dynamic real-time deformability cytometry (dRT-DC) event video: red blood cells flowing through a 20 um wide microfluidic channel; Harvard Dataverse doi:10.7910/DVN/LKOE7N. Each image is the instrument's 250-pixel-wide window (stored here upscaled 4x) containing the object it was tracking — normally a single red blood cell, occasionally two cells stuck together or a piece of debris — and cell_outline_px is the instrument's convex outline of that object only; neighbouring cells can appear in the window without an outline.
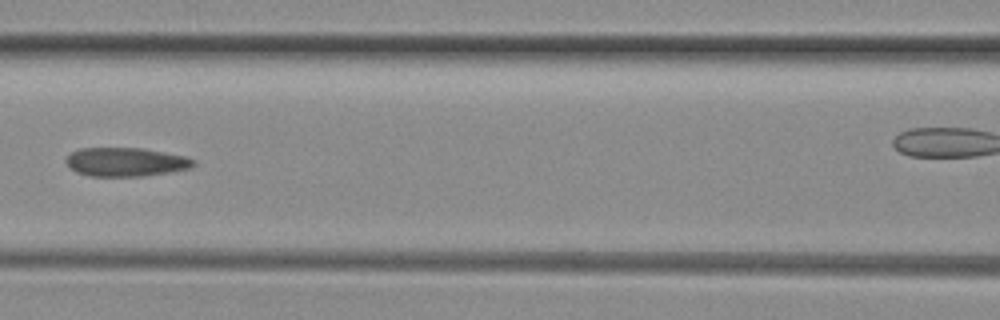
{"species": "common noctule bat (a hibernating species)", "species_latin": "Nyctalus noctula", "temperature_condition": "room temperature", "stored_images_in_passage": 8, "segment_of_instrument_passage": [1, 2], "camera_frame_rate_fps": 3000, "um_per_image_px": 0.085, "animal": {"sex": "female", "body_mass_g": 29.2, "forearm_length_mm": 56.3}, "frame": {"image": 1, "passage_image": 6, "time_ms": 1.667, "image_size_px": [1000, 320], "cell_outline_px": [[196, 164], [192, 168], [168, 172], [140, 176], [92, 176], [76, 172], [64, 160], [72, 152], [80, 148], [144, 148], [184, 156], [196, 160]], "centroid_in_image_um": [10.72, 13.76], "position_along_channel_um": 155.9, "area_um2": 21.27}}
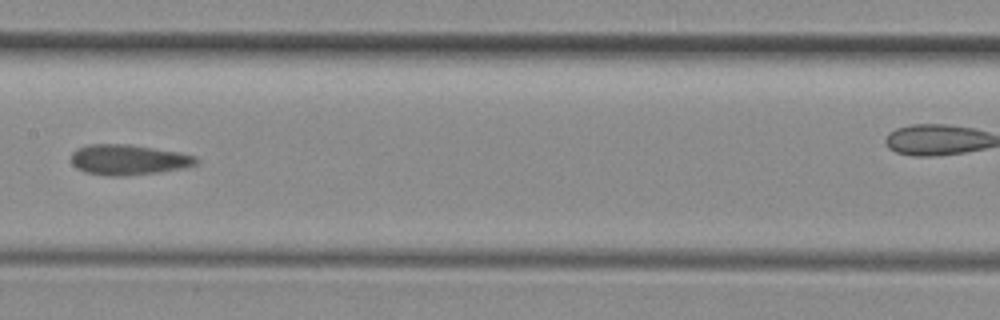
{"frame": {"image": 2, "passage_image": 7, "time_ms": 2.0, "image_size_px": [1000, 320], "cell_outline_px": [[196, 164], [184, 168], [160, 172], [128, 176], [108, 176], [84, 172], [76, 168], [72, 164], [72, 152], [76, 148], [88, 144], [128, 144], [180, 152], [196, 156]], "centroid_in_image_um": [10.89, 13.58], "position_along_channel_um": 196.5, "area_um2": 22.31}}